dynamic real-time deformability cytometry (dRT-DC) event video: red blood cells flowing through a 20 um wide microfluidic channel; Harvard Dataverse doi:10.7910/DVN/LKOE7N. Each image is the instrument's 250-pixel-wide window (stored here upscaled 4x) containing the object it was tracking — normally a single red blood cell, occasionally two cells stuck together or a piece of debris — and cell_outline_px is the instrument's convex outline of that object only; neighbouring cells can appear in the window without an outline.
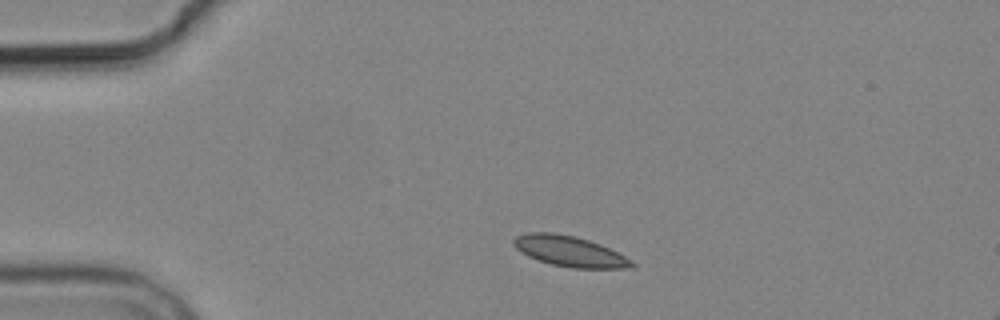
{"species": "common noctule bat (a hibernating species)", "species_latin": "Nyctalus noctula", "temperature_condition": "cold", "stored_images_in_passage": 3, "camera_frame_rate_fps": 3000, "um_per_image_px": 0.085, "animal": {"sex": "male", "body_mass_g": 19.2, "forearm_length_mm": 51.8}, "frame": {"image": 1, "passage_image": 1, "time_ms": 0.0, "image_size_px": [1000, 320], "cell_outline_px": [[636, 264], [624, 268], [572, 268], [552, 264], [528, 256], [520, 252], [512, 244], [512, 240], [516, 236], [528, 232], [552, 232], [576, 236], [600, 244], [632, 260]], "centroid_in_image_um": [48.37, 21.34], "position_along_channel_um": 36.6, "area_um2": 20.87}}